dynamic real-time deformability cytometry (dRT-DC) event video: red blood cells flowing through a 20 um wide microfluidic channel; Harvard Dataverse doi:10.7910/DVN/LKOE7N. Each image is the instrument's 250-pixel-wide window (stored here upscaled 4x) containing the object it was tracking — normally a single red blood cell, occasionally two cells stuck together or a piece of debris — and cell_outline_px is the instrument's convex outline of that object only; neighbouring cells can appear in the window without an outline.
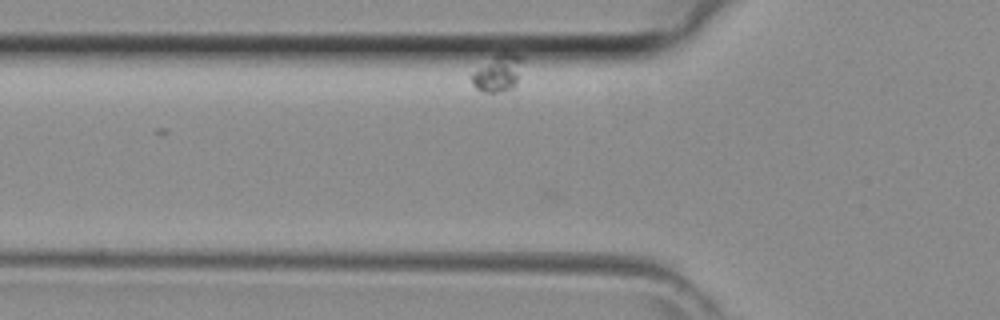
{"species": "common noctule bat (a hibernating species)", "species_latin": "Nyctalus noctula", "temperature_condition": "room temperature", "stored_images_in_passage": 28, "camera_frame_rate_fps": 3000, "um_per_image_px": 0.085, "animal": {"sex": "female", "body_mass_g": 29.2, "forearm_length_mm": 56.3}, "frame": {"image": 1, "passage_image": 3, "time_ms": 0.667, "image_size_px": [1000, 320], "cell_outline_px": [[524, 60], [516, 84], [512, 88], [504, 92], [480, 92], [472, 84], [468, 76], [472, 72], [500, 52], [516, 52]], "centroid_in_image_um": [42.32, 6.22], "position_along_channel_um": 83.5, "area_um2": 11.27}}
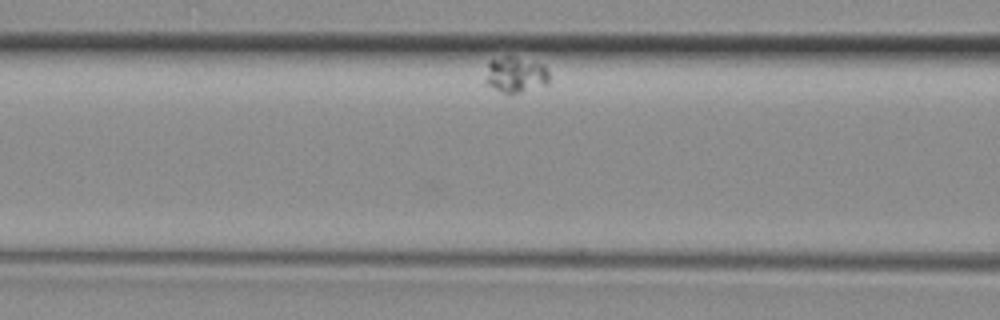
{"frame": {"image": 2, "passage_image": 7, "time_ms": 2.0, "image_size_px": [1000, 320], "cell_outline_px": [[548, 84], [524, 92], [508, 96], [484, 84], [484, 80], [488, 64], [492, 60], [508, 56], [512, 56], [544, 64], [548, 68]], "centroid_in_image_um": [43.81, 6.4], "position_along_channel_um": 122.8, "area_um2": 13.76}}
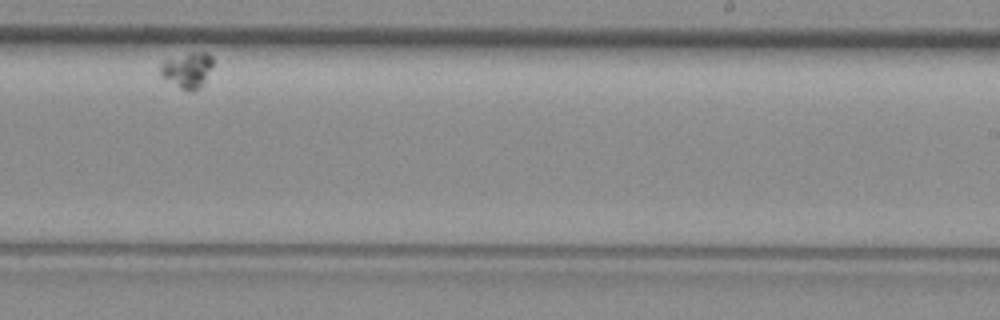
{"frame": {"image": 3, "passage_image": 21, "time_ms": 6.667, "image_size_px": [1000, 320], "cell_outline_px": [[212, 64], [204, 84], [200, 88], [180, 88], [160, 76], [160, 64], [164, 60], [192, 52], [208, 52], [212, 56]], "centroid_in_image_um": [15.91, 5.92], "position_along_channel_um": 273.1, "area_um2": 10.64}}